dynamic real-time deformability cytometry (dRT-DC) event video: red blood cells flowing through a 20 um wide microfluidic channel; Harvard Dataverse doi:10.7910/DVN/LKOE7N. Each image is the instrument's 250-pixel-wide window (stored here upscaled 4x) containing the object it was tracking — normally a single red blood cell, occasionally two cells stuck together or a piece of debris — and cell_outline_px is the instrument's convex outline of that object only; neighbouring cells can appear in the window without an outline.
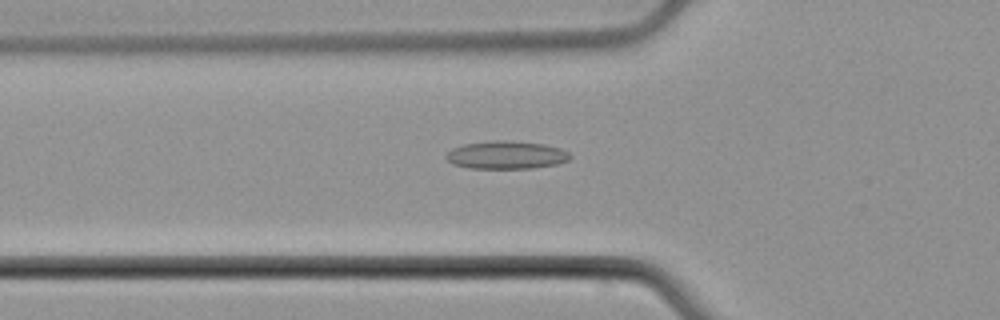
{"species": "common noctule bat (a hibernating species)", "species_latin": "Nyctalus noctula", "temperature_condition": "cold", "stored_images_in_passage": 46, "camera_frame_rate_fps": 3000, "um_per_image_px": 0.085, "animal": {"sex": "male", "body_mass_g": 21.5, "forearm_length_mm": 52.0}, "frame": {"image": 1, "passage_image": 11, "time_ms": 3.333, "image_size_px": [1000, 320], "cell_outline_px": [[572, 156], [568, 160], [556, 164], [532, 168], [468, 168], [452, 164], [444, 156], [452, 148], [464, 144], [496, 140], [508, 140], [544, 144], [560, 148], [568, 152]], "centroid_in_image_um": [43.02, 13.17], "position_along_channel_um": 82.8, "area_um2": 20.17}}
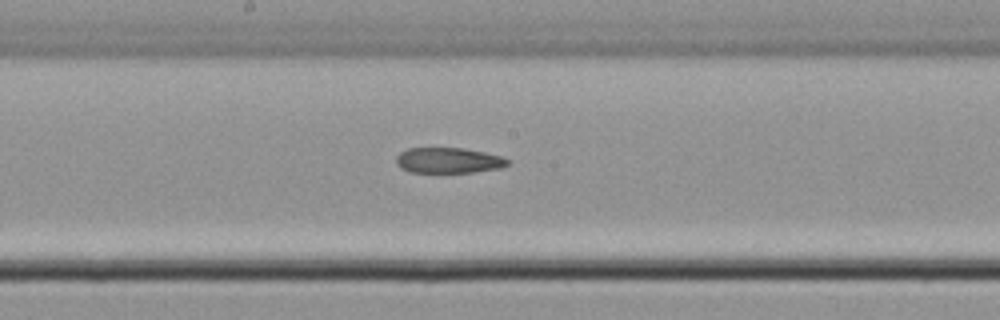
{"frame": {"image": 2, "passage_image": 21, "time_ms": 6.667, "image_size_px": [1000, 320], "cell_outline_px": [[508, 164], [500, 168], [472, 172], [412, 172], [400, 168], [396, 164], [396, 156], [400, 152], [408, 148], [464, 148], [484, 152], [500, 156], [508, 160]], "centroid_in_image_um": [38.07, 13.63], "position_along_channel_um": 210.1, "area_um2": 16.47}}
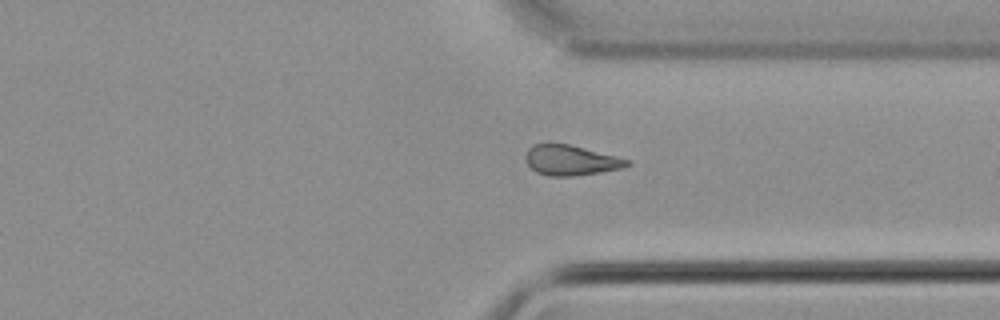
{"frame": {"image": 3, "passage_image": 33, "time_ms": 10.667, "image_size_px": [1000, 320], "cell_outline_px": [[632, 164], [624, 168], [600, 172], [572, 176], [548, 176], [536, 172], [528, 164], [528, 148], [532, 144], [568, 144], [616, 156], [628, 160]], "centroid_in_image_um": [48.55, 13.63], "position_along_channel_um": 362.8, "area_um2": 17.51}}